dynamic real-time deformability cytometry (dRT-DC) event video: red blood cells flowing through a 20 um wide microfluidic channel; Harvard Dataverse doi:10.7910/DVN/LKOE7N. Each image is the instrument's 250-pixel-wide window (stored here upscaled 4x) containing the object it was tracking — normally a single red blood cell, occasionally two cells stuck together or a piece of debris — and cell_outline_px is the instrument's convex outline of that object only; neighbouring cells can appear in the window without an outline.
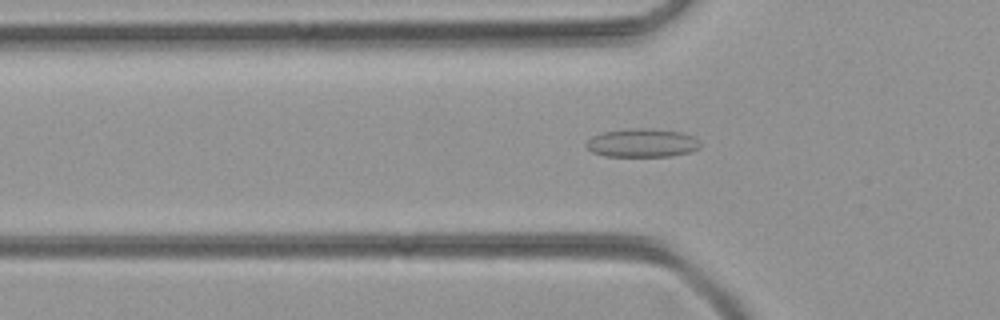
{"species": "common noctule bat (a hibernating species)", "species_latin": "Nyctalus noctula", "temperature_condition": "room temperature", "stored_images_in_passage": 48, "camera_frame_rate_fps": 3000, "um_per_image_px": 0.085, "animal": {"sex": "female", "body_mass_g": 21.9}, "frame": {"image": 1, "passage_image": 14, "time_ms": 4.333, "image_size_px": [1000, 320], "cell_outline_px": [[700, 148], [688, 152], [672, 156], [604, 156], [592, 152], [584, 144], [592, 136], [604, 132], [628, 128], [644, 128], [680, 132], [692, 136], [700, 144]], "centroid_in_image_um": [54.54, 12.15], "position_along_channel_um": 71.3, "area_um2": 18.79}}
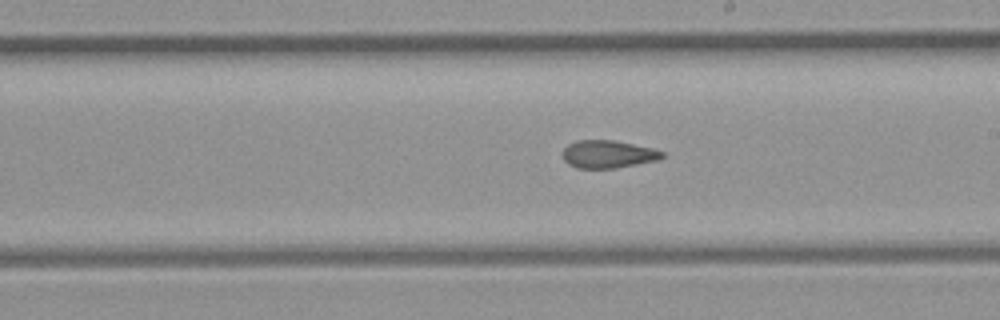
{"frame": {"image": 2, "passage_image": 26, "time_ms": 8.333, "image_size_px": [1000, 320], "cell_outline_px": [[664, 156], [656, 160], [616, 168], [576, 168], [568, 164], [564, 160], [560, 152], [568, 144], [576, 140], [612, 140], [652, 148], [664, 152]], "centroid_in_image_um": [51.61, 13.1], "position_along_channel_um": 237.4, "area_um2": 16.07}}
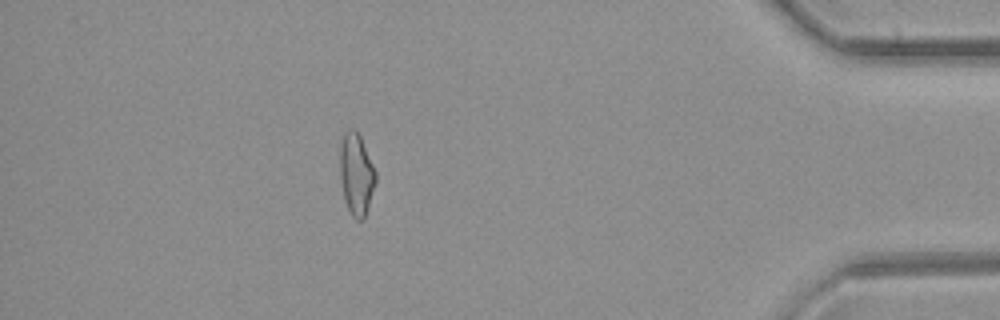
{"frame": {"image": 3, "passage_image": 42, "time_ms": 13.667, "image_size_px": [1000, 320], "cell_outline_px": [[376, 184], [364, 220], [356, 220], [352, 216], [344, 200], [340, 180], [340, 148], [344, 132], [352, 128], [360, 136], [376, 172]], "centroid_in_image_um": [30.29, 14.85], "position_along_channel_um": 404.9, "area_um2": 17.05}}